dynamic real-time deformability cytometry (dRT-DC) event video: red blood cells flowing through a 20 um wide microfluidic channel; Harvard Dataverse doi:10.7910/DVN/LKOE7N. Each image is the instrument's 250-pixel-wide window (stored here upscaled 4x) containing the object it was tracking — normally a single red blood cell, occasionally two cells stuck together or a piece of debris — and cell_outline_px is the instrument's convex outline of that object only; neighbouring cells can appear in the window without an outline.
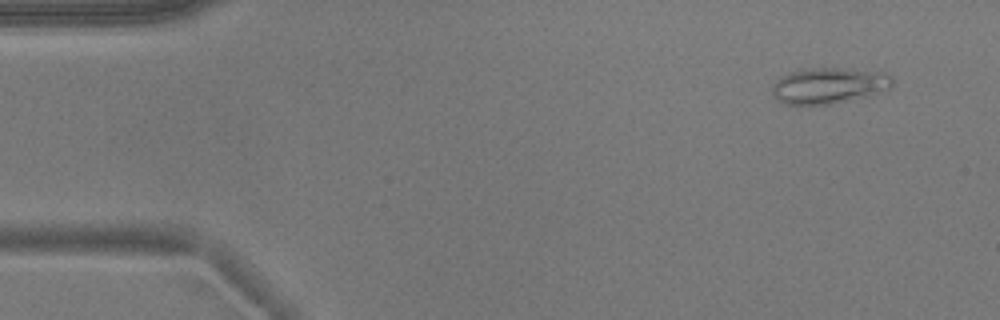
{"species": "common noctule bat (a hibernating species)", "species_latin": "Nyctalus noctula", "temperature_condition": "warm", "stored_images_in_passage": 4, "camera_frame_rate_fps": 3000, "um_per_image_px": 0.085, "animal": {"sex": "male", "body_mass_g": 17.9}, "frame": {"image": 1, "passage_image": 1, "time_ms": 0.0, "image_size_px": [1000, 320], "cell_outline_px": [[892, 88], [872, 96], [832, 104], [784, 104], [776, 100], [772, 96], [772, 84], [780, 76], [788, 72], [820, 68], [884, 68], [892, 76]], "centroid_in_image_um": [70.57, 7.25], "position_along_channel_um": 14.4, "area_um2": 26.3}}